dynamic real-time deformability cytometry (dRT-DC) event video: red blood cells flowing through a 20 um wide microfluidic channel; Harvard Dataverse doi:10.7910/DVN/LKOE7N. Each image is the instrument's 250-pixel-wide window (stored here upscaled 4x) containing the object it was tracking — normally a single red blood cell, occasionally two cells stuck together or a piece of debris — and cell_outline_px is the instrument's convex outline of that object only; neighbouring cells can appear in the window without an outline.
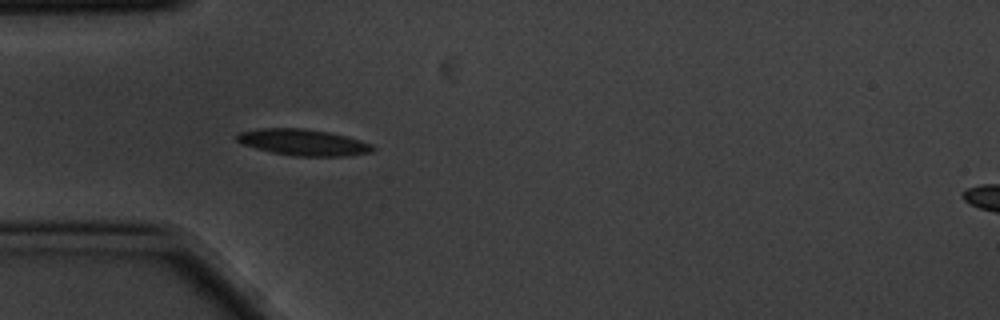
{"species": "common noctule bat (a hibernating species)", "species_latin": "Nyctalus noctula", "temperature_condition": "cold", "stored_images_in_passage": 5, "segment_of_instrument_passage": [1, 2], "camera_frame_rate_fps": 3000, "um_per_image_px": 0.085, "animal": {"sex": "male", "body_mass_g": 20.1, "forearm_length_mm": 53.5}, "frame": {"image": 1, "passage_image": 4, "time_ms": 1.0, "image_size_px": [1000, 320], "cell_outline_px": [[376, 148], [372, 152], [348, 156], [296, 156], [272, 152], [256, 148], [244, 144], [236, 140], [236, 136], [240, 132], [264, 128], [304, 128], [328, 132], [360, 140], [372, 144]], "centroid_in_image_um": [25.81, 12.1], "position_along_channel_um": 59.2, "area_um2": 20.63}}